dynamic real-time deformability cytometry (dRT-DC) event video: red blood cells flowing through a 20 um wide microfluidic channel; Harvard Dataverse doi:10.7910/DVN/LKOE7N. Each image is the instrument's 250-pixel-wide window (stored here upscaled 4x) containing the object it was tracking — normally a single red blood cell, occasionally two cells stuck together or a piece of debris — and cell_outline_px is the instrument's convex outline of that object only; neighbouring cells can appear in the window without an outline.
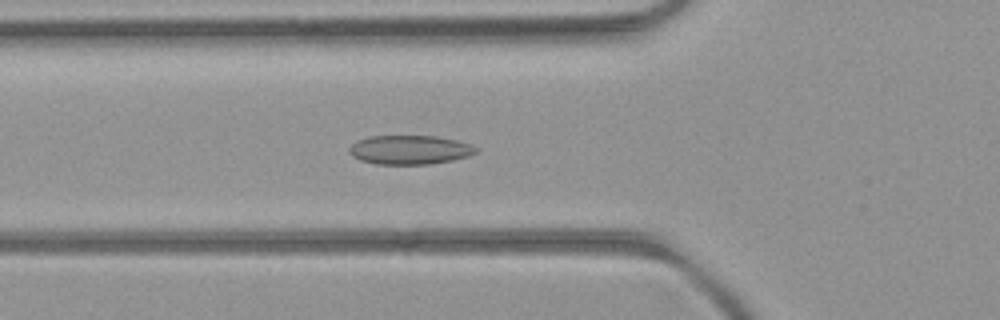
{"species": "common noctule bat (a hibernating species)", "species_latin": "Nyctalus noctula", "temperature_condition": "room temperature", "stored_images_in_passage": 52, "camera_frame_rate_fps": 3000, "um_per_image_px": 0.085, "animal": {"sex": "female", "body_mass_g": 21.9}, "frame": {"image": 1, "passage_image": 18, "time_ms": 5.667, "image_size_px": [1000, 320], "cell_outline_px": [[476, 152], [468, 156], [452, 160], [428, 164], [376, 164], [360, 160], [352, 156], [348, 152], [348, 148], [352, 144], [368, 136], [436, 136], [456, 140], [468, 144], [476, 148]], "centroid_in_image_um": [34.78, 12.73], "position_along_channel_um": 91.0, "area_um2": 21.27}}
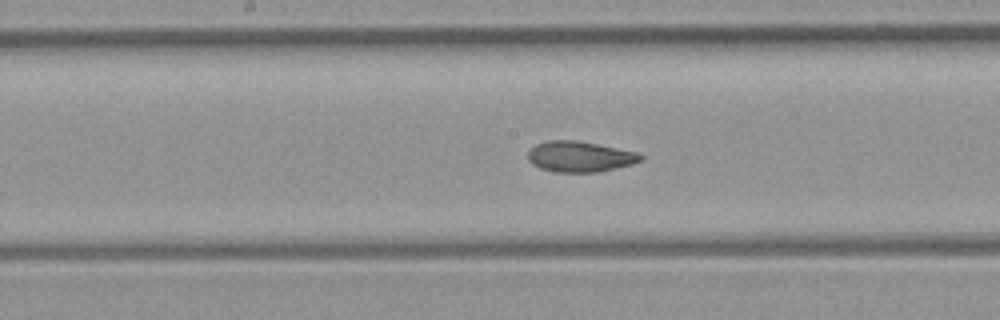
{"frame": {"image": 2, "passage_image": 26, "time_ms": 8.333, "image_size_px": [1000, 320], "cell_outline_px": [[644, 160], [632, 164], [596, 172], [556, 172], [540, 168], [532, 164], [528, 160], [528, 152], [536, 144], [548, 140], [576, 140], [636, 152], [644, 156]], "centroid_in_image_um": [49.27, 13.31], "position_along_channel_um": 198.9, "area_um2": 20.0}}
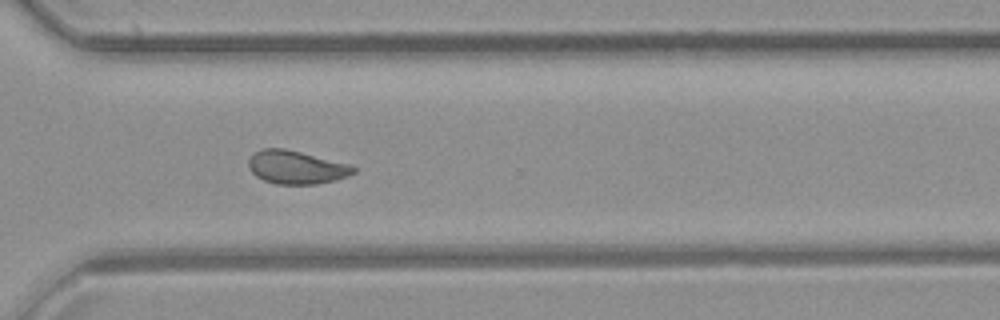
{"frame": {"image": 3, "passage_image": 37, "time_ms": 12.0, "image_size_px": [1000, 320], "cell_outline_px": [[356, 172], [348, 176], [336, 180], [316, 184], [276, 184], [264, 180], [256, 176], [248, 168], [248, 160], [260, 148], [284, 148], [348, 164], [356, 168]], "centroid_in_image_um": [25.17, 14.22], "position_along_channel_um": 345.4, "area_um2": 20.23}, "authors_computed_cell_mechanics": {"area_um2": 20.8369, "velocity_mm_per_s": 4.0179, "shape_relaxation_time_tau1_ms": null, "shape_relaxation_time_tau2_ms": 1.9219, "deformation_change_tau1": null, "deformation_change_tau2": 0.0641}}